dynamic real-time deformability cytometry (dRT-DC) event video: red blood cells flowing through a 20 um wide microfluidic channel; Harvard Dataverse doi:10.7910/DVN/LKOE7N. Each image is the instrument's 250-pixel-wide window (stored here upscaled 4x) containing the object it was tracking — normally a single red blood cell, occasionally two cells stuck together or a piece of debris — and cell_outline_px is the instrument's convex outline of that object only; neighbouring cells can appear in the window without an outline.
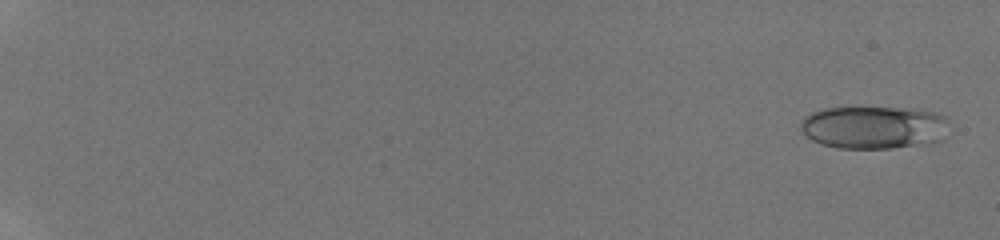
{"species": "human", "species_latin": "Homo sapiens", "temperature_condition": "room temperature", "stored_images_in_passage": 21, "camera_frame_rate_fps": 3000, "um_per_image_px": 0.085, "donor": {"sex": "male"}, "frame": {"image": 1, "passage_image": 2, "time_ms": 0.667, "image_size_px": [1000, 240], "cell_outline_px": [[948, 120], [940, 140], [932, 144], [892, 148], [836, 148], [820, 144], [812, 140], [800, 128], [800, 124], [804, 116], [812, 112], [824, 108], [908, 108], [936, 112], [944, 116]], "centroid_in_image_um": [74.26, 10.83], "position_along_channel_um": 10.7, "area_um2": 37.11}}
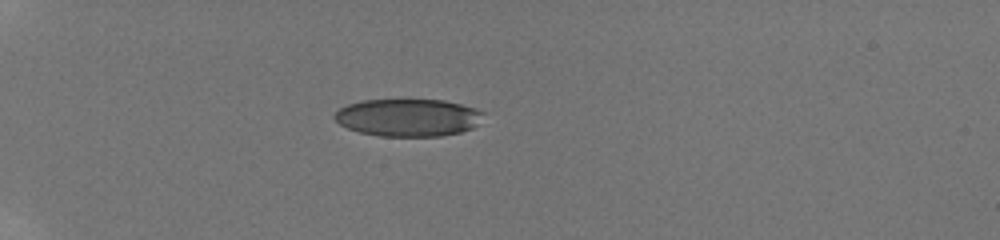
{"frame": {"image": 2, "passage_image": 16, "time_ms": 6.333, "image_size_px": [1000, 240], "cell_outline_px": [[484, 112], [476, 124], [472, 128], [460, 132], [440, 136], [380, 136], [360, 132], [348, 128], [340, 124], [332, 116], [340, 108], [348, 104], [360, 100], [444, 100], [476, 108]], "centroid_in_image_um": [34.66, 9.99], "position_along_channel_um": 50.3, "area_um2": 32.37}}
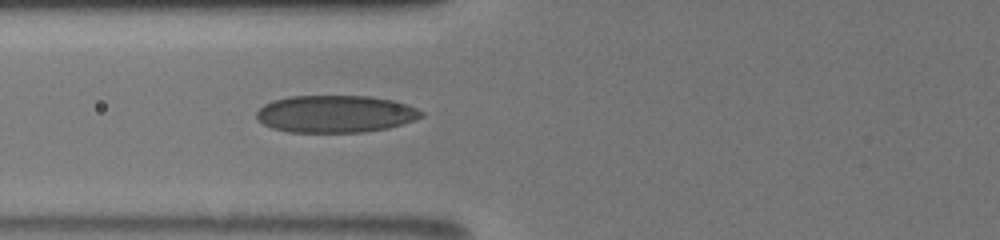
{"frame": {"image": 3, "passage_image": 21, "time_ms": 8.667, "image_size_px": [1000, 240], "cell_outline_px": [[424, 116], [416, 120], [388, 128], [364, 132], [288, 132], [272, 128], [264, 124], [256, 116], [256, 112], [264, 104], [272, 100], [292, 96], [368, 96], [392, 100], [416, 108], [424, 112]], "centroid_in_image_um": [28.52, 9.68], "position_along_channel_um": 97.3, "area_um2": 35.78}}